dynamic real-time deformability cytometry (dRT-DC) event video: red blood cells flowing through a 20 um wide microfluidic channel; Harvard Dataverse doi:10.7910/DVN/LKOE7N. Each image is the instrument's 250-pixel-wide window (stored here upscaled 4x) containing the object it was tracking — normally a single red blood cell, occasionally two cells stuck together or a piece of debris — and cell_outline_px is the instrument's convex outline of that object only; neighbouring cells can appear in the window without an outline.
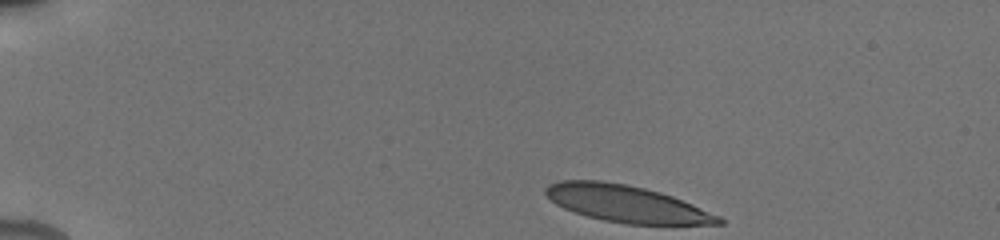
{"species": "human", "species_latin": "Homo sapiens", "temperature_condition": "cold", "stored_images_in_passage": 43, "camera_frame_rate_fps": 3000, "um_per_image_px": 0.085, "donor": {"sex": "male"}, "frame": {"image": 1, "passage_image": 1, "time_ms": 0.0, "image_size_px": [1000, 240], "cell_outline_px": [[724, 224], [624, 224], [604, 220], [588, 216], [564, 208], [556, 204], [544, 192], [544, 188], [548, 184], [560, 180], [600, 180], [624, 184], [644, 188], [660, 192], [672, 196], [692, 204], [720, 216], [724, 220]], "centroid_in_image_um": [53.24, 17.31], "position_along_channel_um": 31.8, "area_um2": 36.88}}
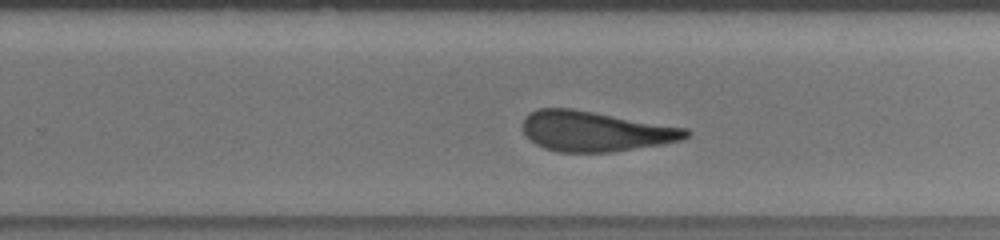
{"frame": {"image": 2, "passage_image": 27, "time_ms": 8.667, "image_size_px": [1000, 240], "cell_outline_px": [[692, 132], [688, 136], [680, 140], [664, 144], [612, 152], [556, 152], [544, 148], [536, 144], [524, 132], [524, 116], [540, 108], [572, 108], [688, 128]], "centroid_in_image_um": [50.64, 11.16], "position_along_channel_um": 279.2, "area_um2": 38.21}}
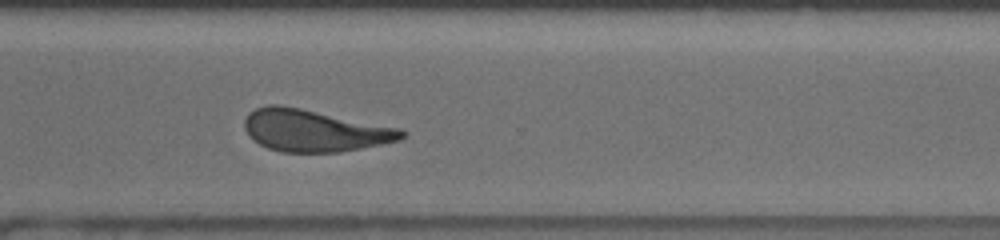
{"frame": {"image": 3, "passage_image": 32, "time_ms": 10.333, "image_size_px": [1000, 240], "cell_outline_px": [[408, 132], [400, 140], [340, 152], [280, 152], [268, 148], [260, 144], [248, 136], [244, 128], [244, 120], [248, 112], [256, 108], [268, 104], [280, 104], [400, 128]], "centroid_in_image_um": [26.68, 11.09], "position_along_channel_um": 343.9, "area_um2": 38.44}, "authors_computed_cell_mechanics": {"area_um2": 38.8416, "velocity_mm_per_s": 3.8686, "shape_relaxation_time_tau1_ms": 5.3866, "shape_relaxation_time_tau2_ms": 1.3722, "deformation_change_tau1": 0.1831, "deformation_change_tau2": 0.116}}